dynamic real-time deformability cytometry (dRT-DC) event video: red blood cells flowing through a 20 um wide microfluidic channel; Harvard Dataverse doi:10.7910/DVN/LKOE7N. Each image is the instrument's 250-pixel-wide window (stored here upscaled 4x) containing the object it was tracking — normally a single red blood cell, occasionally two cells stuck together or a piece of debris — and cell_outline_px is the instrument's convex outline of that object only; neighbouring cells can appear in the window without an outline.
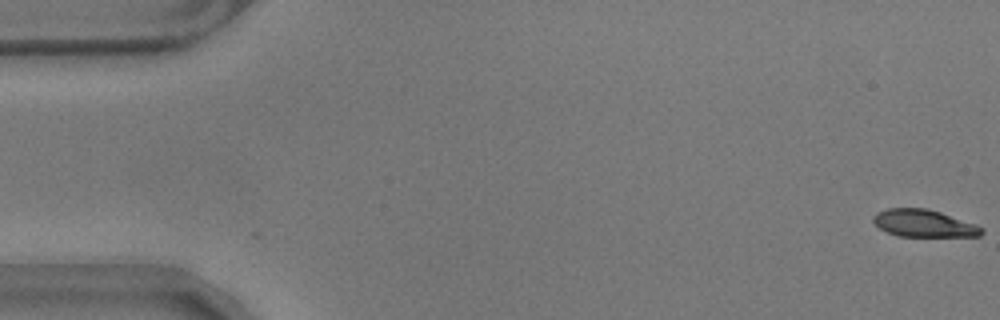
{"species": "common noctule bat (a hibernating species)", "species_latin": "Nyctalus noctula", "temperature_condition": "warm", "stored_images_in_passage": 58, "camera_frame_rate_fps": 3000, "um_per_image_px": 0.085, "animal": {"sex": "male", "body_mass_g": 17.9}, "frame": {"image": 1, "passage_image": 1, "time_ms": 0.0, "image_size_px": [1000, 320], "cell_outline_px": [[984, 232], [980, 236], [896, 236], [880, 228], [872, 220], [872, 216], [876, 212], [888, 208], [928, 208], [976, 224], [984, 228]], "centroid_in_image_um": [78.52, 18.98], "position_along_channel_um": 6.5, "area_um2": 17.28}}
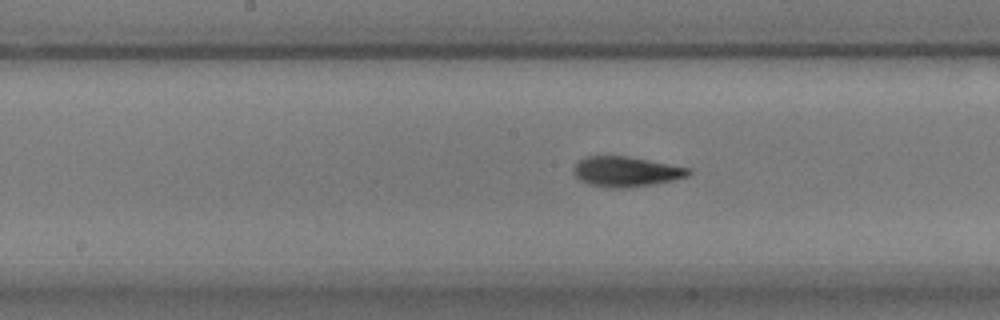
{"frame": {"image": 2, "passage_image": 29, "time_ms": 9.333, "image_size_px": [1000, 320], "cell_outline_px": [[692, 172], [688, 176], [672, 180], [652, 184], [624, 188], [604, 188], [588, 184], [580, 180], [572, 172], [572, 168], [580, 160], [588, 156], [628, 156], [692, 168]], "centroid_in_image_um": [53.21, 14.59], "position_along_channel_um": 195.0, "area_um2": 20.29}}
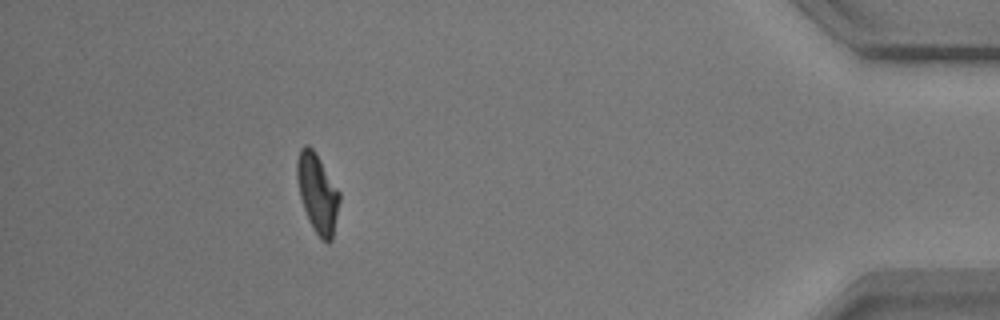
{"frame": {"image": 3, "passage_image": 52, "time_ms": 17.0, "image_size_px": [1000, 320], "cell_outline_px": [[340, 200], [332, 240], [328, 244], [312, 228], [304, 208], [300, 196], [296, 180], [296, 160], [300, 148], [304, 144], [308, 144], [316, 152], [340, 192]], "centroid_in_image_um": [26.97, 16.37], "position_along_channel_um": 408.2, "area_um2": 19.65}, "authors_computed_cell_mechanics": {"area_um2": 19.5364, "velocity_mm_per_s": 3.5159, "shape_relaxation_time_tau1_ms": 4.6578, "shape_relaxation_time_tau2_ms": 1.8195, "deformation_change_tau1": 0.1809, "deformation_change_tau2": 0.0749}}